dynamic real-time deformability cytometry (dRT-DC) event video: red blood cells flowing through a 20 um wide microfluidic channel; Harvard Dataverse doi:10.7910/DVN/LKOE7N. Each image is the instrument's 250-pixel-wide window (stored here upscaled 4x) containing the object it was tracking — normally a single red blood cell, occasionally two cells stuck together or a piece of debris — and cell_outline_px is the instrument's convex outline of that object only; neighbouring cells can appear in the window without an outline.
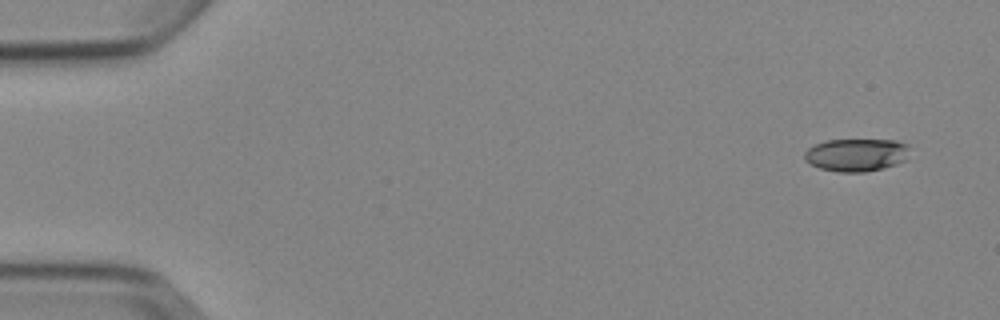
{"species": "Egyptian fruit bat (a non-hibernating species)", "species_latin": "Rousettus aegyptiacus", "temperature_condition": "cold", "stored_images_in_passage": 5, "camera_frame_rate_fps": 3000, "um_per_image_px": 0.085, "animal": {"sex": "female"}, "frame": {"image": 1, "passage_image": 1, "time_ms": 0.0, "image_size_px": [1000, 320], "cell_outline_px": [[908, 148], [904, 160], [896, 164], [884, 168], [864, 172], [836, 172], [820, 168], [804, 160], [804, 152], [808, 148], [816, 144], [828, 140], [896, 140], [908, 144]], "centroid_in_image_um": [72.76, 13.17], "position_along_channel_um": 12.2, "area_um2": 20.0}}
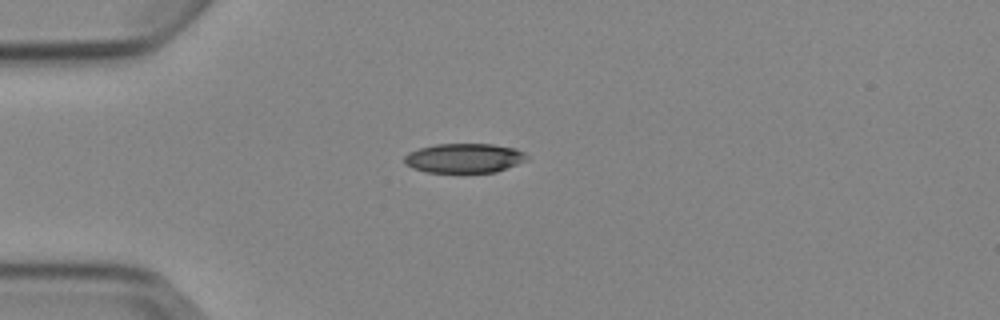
{"frame": {"image": 2, "passage_image": 4, "time_ms": 3.667, "image_size_px": [1000, 320], "cell_outline_px": [[528, 160], [496, 172], [428, 172], [412, 168], [404, 164], [404, 156], [408, 152], [420, 148], [436, 144], [492, 144], [516, 148], [524, 152], [528, 156]], "centroid_in_image_um": [39.46, 13.44], "position_along_channel_um": 45.5, "area_um2": 21.1}}